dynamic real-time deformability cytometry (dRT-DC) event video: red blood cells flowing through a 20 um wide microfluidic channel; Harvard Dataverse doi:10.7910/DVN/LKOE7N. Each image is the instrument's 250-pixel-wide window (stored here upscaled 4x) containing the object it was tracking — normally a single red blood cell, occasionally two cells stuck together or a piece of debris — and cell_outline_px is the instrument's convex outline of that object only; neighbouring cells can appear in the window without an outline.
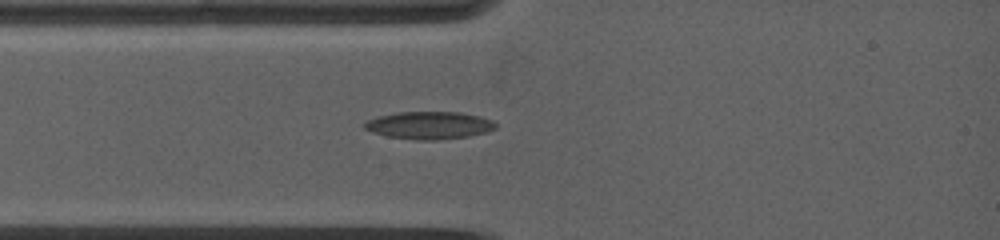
{"species": "common noctule bat (a hibernating species)", "species_latin": "Nyctalus noctula", "temperature_condition": "warm", "stored_images_in_passage": 7, "camera_frame_rate_fps": 5000, "um_per_image_px": 0.085, "animal": {"sex": "female", "body_mass_g": 19.0, "forearm_length_mm": 53.3}, "frame": {"image": 1, "passage_image": 4, "time_ms": 2.0, "image_size_px": [1000, 240], "cell_outline_px": [[496, 128], [488, 132], [468, 136], [436, 140], [416, 140], [388, 136], [372, 132], [364, 128], [364, 124], [368, 120], [376, 116], [396, 112], [460, 112], [480, 116], [492, 120], [496, 124]], "centroid_in_image_um": [36.49, 10.64], "position_along_channel_um": 48.5, "area_um2": 21.1}}
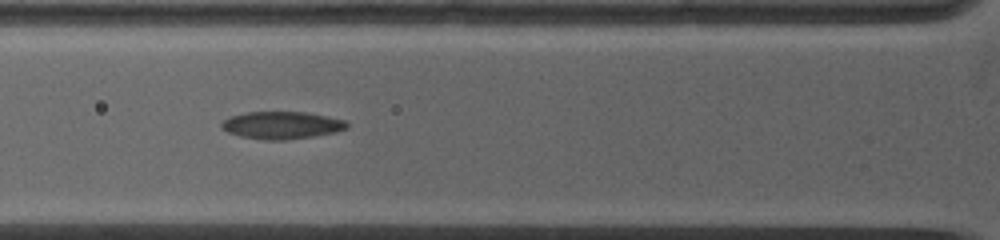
{"frame": {"image": 2, "passage_image": 6, "time_ms": 3.4, "image_size_px": [1000, 240], "cell_outline_px": [[348, 128], [332, 132], [312, 136], [284, 140], [264, 140], [240, 136], [228, 132], [220, 128], [220, 124], [228, 116], [248, 112], [304, 112], [328, 116], [344, 120], [348, 124]], "centroid_in_image_um": [23.89, 10.64], "position_along_channel_um": 101.9, "area_um2": 19.94}}
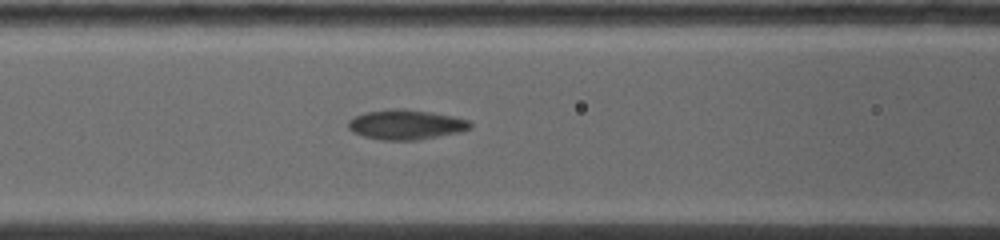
{"frame": {"image": 3, "passage_image": 7, "time_ms": 4.2, "image_size_px": [1000, 240], "cell_outline_px": [[472, 128], [460, 132], [416, 140], [384, 140], [364, 136], [352, 132], [348, 128], [348, 120], [364, 112], [392, 108], [404, 108], [432, 112], [452, 116], [468, 120], [472, 124]], "centroid_in_image_um": [34.5, 10.58], "position_along_channel_um": 132.1, "area_um2": 21.27}}